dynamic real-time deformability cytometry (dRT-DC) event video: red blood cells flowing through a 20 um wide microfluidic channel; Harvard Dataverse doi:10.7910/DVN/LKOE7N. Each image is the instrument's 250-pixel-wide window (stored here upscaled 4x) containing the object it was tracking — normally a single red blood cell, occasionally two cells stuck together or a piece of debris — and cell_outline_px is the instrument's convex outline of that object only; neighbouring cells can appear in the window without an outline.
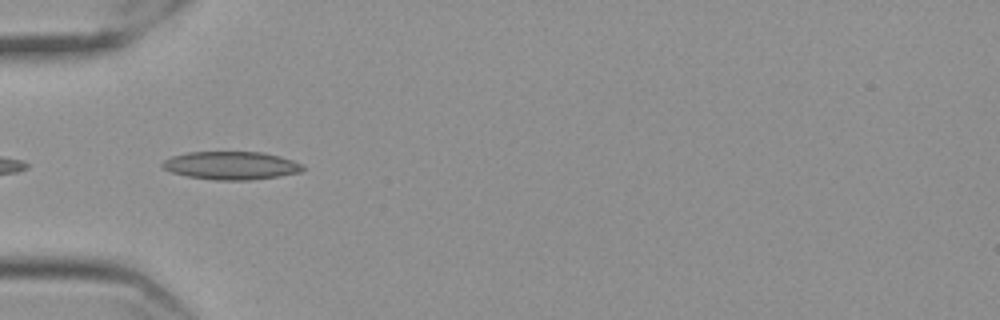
{"species": "Egyptian fruit bat (a non-hibernating species)", "species_latin": "Rousettus aegyptiacus", "temperature_condition": "cold", "stored_images_in_passage": 6, "camera_frame_rate_fps": 3000, "um_per_image_px": 0.085, "frame": {"image": 1, "passage_image": 2, "time_ms": 0.333, "image_size_px": [1000, 320], "cell_outline_px": [[304, 168], [300, 172], [276, 176], [248, 180], [216, 180], [188, 176], [172, 172], [160, 168], [160, 164], [164, 160], [172, 156], [188, 152], [264, 152], [280, 156], [292, 160], [300, 164]], "centroid_in_image_um": [19.59, 14.06], "position_along_channel_um": 65.4, "area_um2": 22.83}}
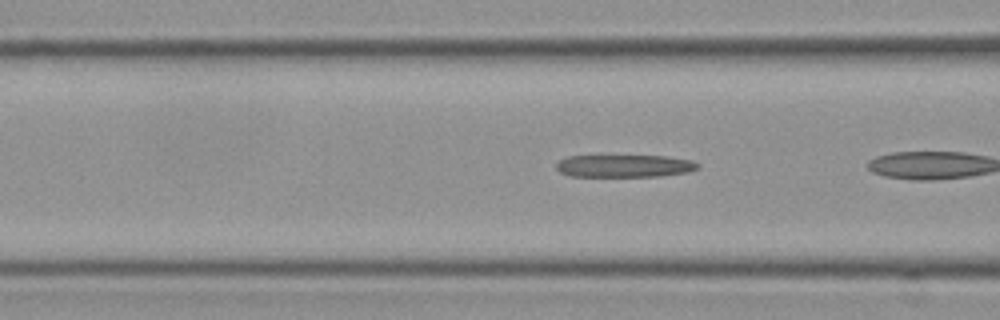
{"frame": {"image": 2, "passage_image": 4, "time_ms": 1.0, "image_size_px": [1000, 320], "cell_outline_px": [[700, 168], [688, 172], [660, 176], [572, 176], [560, 172], [556, 168], [556, 164], [560, 160], [568, 156], [664, 156], [692, 160], [700, 164]], "centroid_in_image_um": [53.11, 14.1], "position_along_channel_um": 113.5, "area_um2": 18.5}}